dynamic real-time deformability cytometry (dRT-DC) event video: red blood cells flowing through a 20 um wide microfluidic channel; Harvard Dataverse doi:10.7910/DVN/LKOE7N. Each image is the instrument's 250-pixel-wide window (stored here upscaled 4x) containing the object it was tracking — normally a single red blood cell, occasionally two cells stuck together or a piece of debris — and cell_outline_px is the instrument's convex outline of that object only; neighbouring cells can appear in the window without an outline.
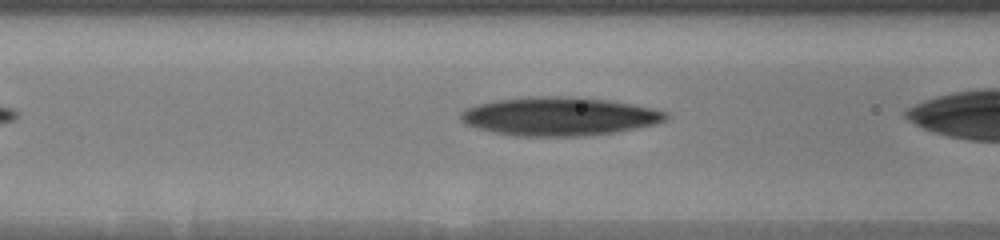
{"species": "human", "species_latin": "Homo sapiens", "temperature_condition": "warm", "stored_images_in_passage": 20, "camera_frame_rate_fps": 3000, "um_per_image_px": 0.085, "donor": {"sex": "male"}, "frame": {"image": 1, "passage_image": 10, "time_ms": 2.333, "image_size_px": [1000, 240], "cell_outline_px": [[668, 120], [656, 124], [636, 128], [612, 132], [580, 136], [516, 136], [476, 128], [460, 120], [460, 112], [468, 108], [480, 104], [496, 100], [528, 96], [564, 96], [608, 100], [632, 104], [652, 108], [668, 112]], "centroid_in_image_um": [47.55, 9.88], "position_along_channel_um": 119.0, "area_um2": 45.84}}
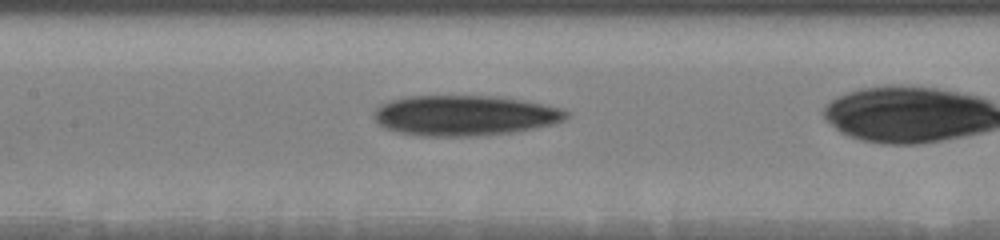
{"frame": {"image": 2, "passage_image": 16, "time_ms": 3.667, "image_size_px": [1000, 240], "cell_outline_px": [[572, 112], [564, 120], [556, 124], [516, 132], [480, 136], [424, 136], [400, 132], [384, 128], [376, 120], [372, 112], [380, 104], [392, 100], [408, 96], [496, 96], [524, 100], [564, 108]], "centroid_in_image_um": [39.57, 9.81], "position_along_channel_um": 167.8, "area_um2": 45.72}}